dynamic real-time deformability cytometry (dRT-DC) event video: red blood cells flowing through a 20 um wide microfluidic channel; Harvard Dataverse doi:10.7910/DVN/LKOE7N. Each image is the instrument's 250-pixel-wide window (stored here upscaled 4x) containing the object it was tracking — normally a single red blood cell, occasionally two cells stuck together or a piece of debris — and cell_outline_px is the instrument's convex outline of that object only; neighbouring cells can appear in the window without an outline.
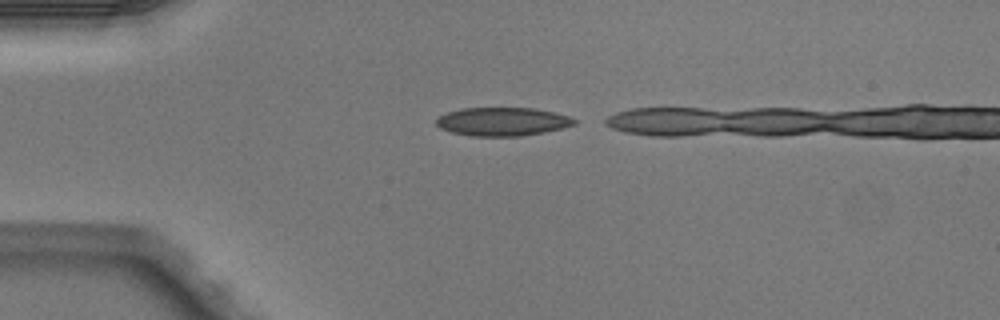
{"species": "Egyptian fruit bat (a non-hibernating species)", "species_latin": "Rousettus aegyptiacus", "temperature_condition": "warm", "stored_images_in_passage": 3, "camera_frame_rate_fps": 3000, "um_per_image_px": 0.085, "animal": {"sex": "male"}, "frame": {"image": 1, "passage_image": 1, "time_ms": 0.0, "image_size_px": [1000, 320], "cell_outline_px": [[580, 120], [576, 124], [544, 132], [520, 136], [472, 136], [452, 132], [440, 128], [436, 124], [436, 116], [460, 108], [532, 108], [552, 112], [568, 116]], "centroid_in_image_um": [42.69, 10.33], "position_along_channel_um": 42.3, "area_um2": 22.89}}